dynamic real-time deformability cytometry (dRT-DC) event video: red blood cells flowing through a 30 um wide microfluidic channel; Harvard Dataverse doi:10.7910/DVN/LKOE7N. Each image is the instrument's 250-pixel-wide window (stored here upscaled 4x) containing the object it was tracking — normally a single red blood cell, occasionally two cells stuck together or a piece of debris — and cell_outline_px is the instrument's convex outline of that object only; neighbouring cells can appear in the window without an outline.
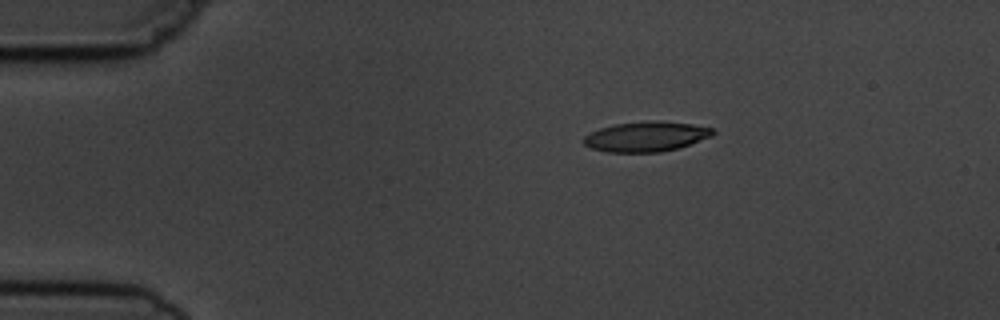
{"species": "common noctule bat (a hibernating species)", "species_latin": "Nyctalus noctula", "temperature_condition": "cold", "stored_images_in_passage": 6, "camera_frame_rate_fps": 3000, "um_per_image_px": 0.085, "animal": {"sex": "male", "body_mass_g": 19.5, "forearm_length_mm": 54.6}, "frame": {"image": 1, "passage_image": 1, "time_ms": 0.0, "image_size_px": [1000, 320], "cell_outline_px": [[716, 132], [712, 136], [680, 148], [660, 152], [608, 152], [592, 148], [584, 144], [580, 140], [584, 136], [600, 128], [616, 124], [648, 120], [660, 120], [692, 124], [712, 128]], "centroid_in_image_um": [54.93, 11.6], "position_along_channel_um": 30.1, "area_um2": 22.77}}
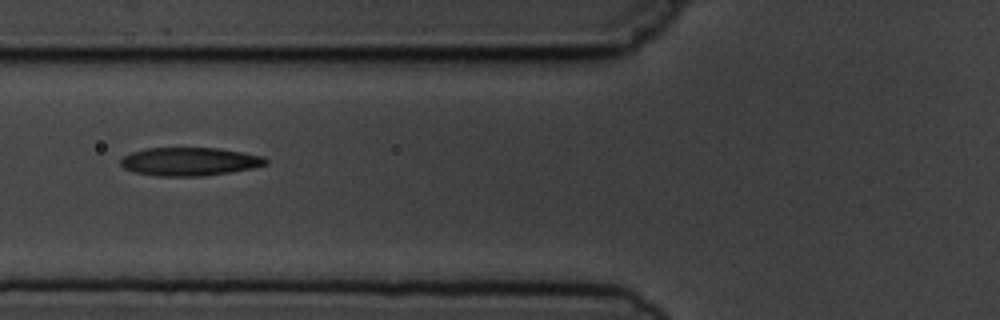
{"frame": {"image": 2, "passage_image": 4, "time_ms": 3.667, "image_size_px": [1000, 320], "cell_outline_px": [[268, 164], [252, 168], [232, 172], [204, 176], [156, 176], [136, 172], [124, 168], [120, 164], [120, 160], [124, 156], [132, 152], [144, 148], [216, 148], [264, 156], [268, 160]], "centroid_in_image_um": [16.12, 13.73], "position_along_channel_um": 109.7, "area_um2": 23.93}}
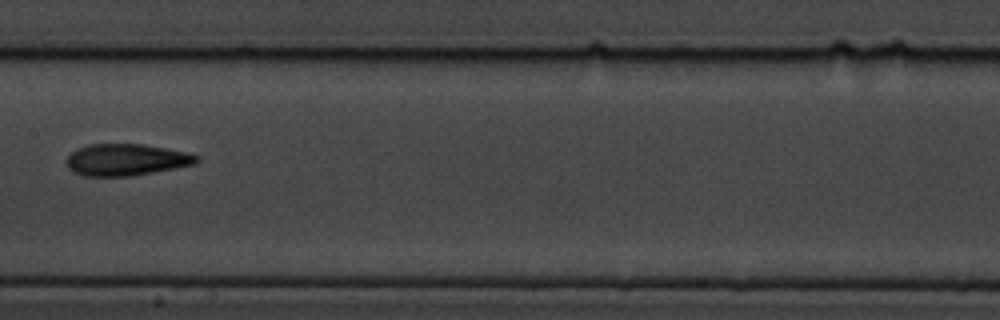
{"frame": {"image": 3, "passage_image": 6, "time_ms": 6.0, "image_size_px": [1000, 320], "cell_outline_px": [[200, 160], [196, 164], [132, 176], [84, 176], [72, 172], [64, 164], [64, 160], [76, 148], [88, 144], [140, 144], [188, 152], [200, 156]], "centroid_in_image_um": [10.69, 13.58], "position_along_channel_um": 196.7, "area_um2": 24.33}}